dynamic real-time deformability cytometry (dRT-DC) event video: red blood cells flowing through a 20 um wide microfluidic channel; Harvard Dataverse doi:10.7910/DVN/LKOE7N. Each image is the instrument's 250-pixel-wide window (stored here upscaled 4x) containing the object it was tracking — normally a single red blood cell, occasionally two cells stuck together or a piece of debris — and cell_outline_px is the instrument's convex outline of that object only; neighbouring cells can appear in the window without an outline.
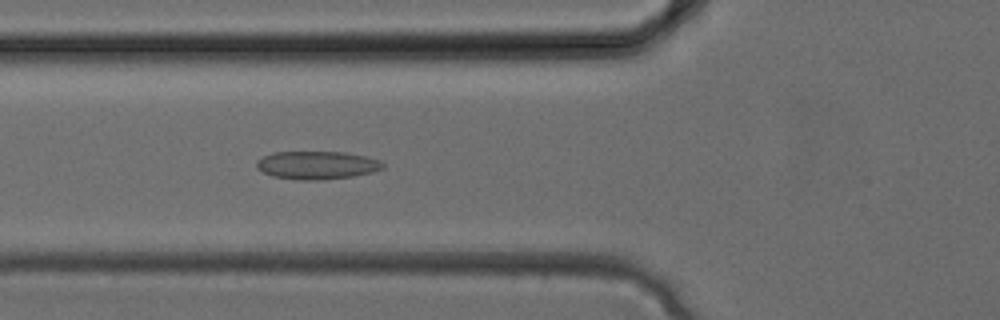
{"species": "common noctule bat (a hibernating species)", "species_latin": "Nyctalus noctula", "temperature_condition": "cold", "stored_images_in_passage": 33, "camera_frame_rate_fps": 3000, "um_per_image_px": 0.085, "animal": {"sex": "female", "body_mass_g": 24.6, "forearm_length_mm": 56.2}, "frame": {"image": 1, "passage_image": 12, "time_ms": 3.667, "image_size_px": [1000, 320], "cell_outline_px": [[384, 168], [372, 172], [352, 176], [320, 180], [296, 180], [272, 176], [256, 168], [256, 160], [272, 152], [344, 152], [368, 156], [380, 160], [384, 164]], "centroid_in_image_um": [26.94, 14.03], "position_along_channel_um": 98.9, "area_um2": 20.81}}
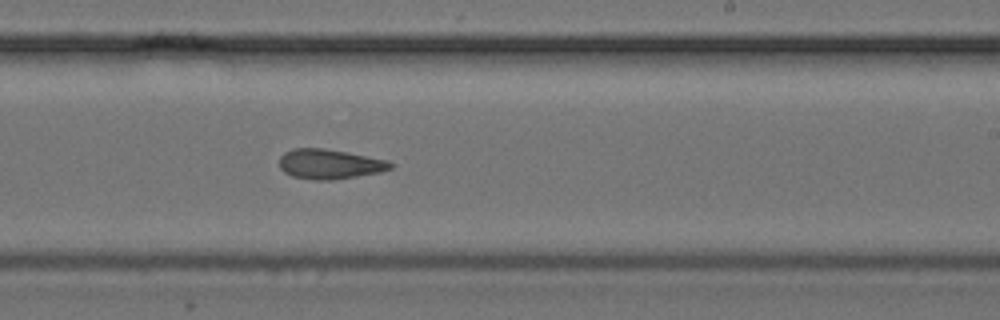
{"frame": {"image": 2, "passage_image": 20, "time_ms": 6.333, "image_size_px": [1000, 320], "cell_outline_px": [[392, 168], [380, 172], [332, 180], [316, 180], [292, 176], [284, 172], [280, 168], [280, 156], [284, 152], [292, 148], [324, 148], [388, 160], [392, 164]], "centroid_in_image_um": [27.99, 13.94], "position_along_channel_um": 261.0, "area_um2": 19.19}}
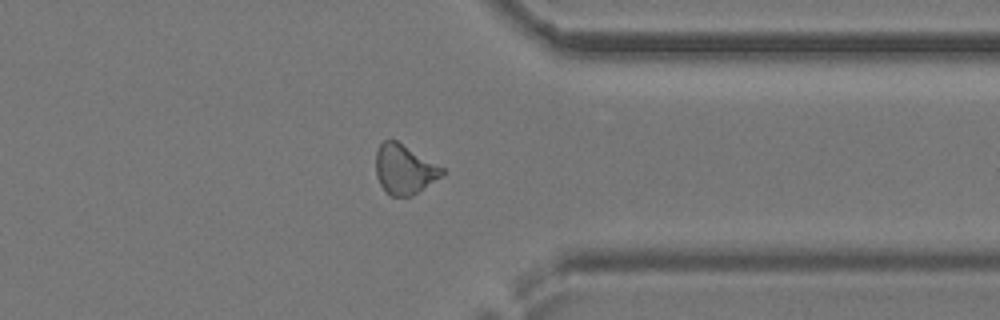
{"frame": {"image": 3, "passage_image": 26, "time_ms": 8.333, "image_size_px": [1000, 320], "cell_outline_px": [[444, 172], [440, 176], [412, 196], [392, 196], [380, 184], [376, 176], [376, 152], [380, 144], [384, 140], [396, 140], [444, 168]], "centroid_in_image_um": [34.34, 14.38], "position_along_channel_um": 377.1, "area_um2": 18.73}}